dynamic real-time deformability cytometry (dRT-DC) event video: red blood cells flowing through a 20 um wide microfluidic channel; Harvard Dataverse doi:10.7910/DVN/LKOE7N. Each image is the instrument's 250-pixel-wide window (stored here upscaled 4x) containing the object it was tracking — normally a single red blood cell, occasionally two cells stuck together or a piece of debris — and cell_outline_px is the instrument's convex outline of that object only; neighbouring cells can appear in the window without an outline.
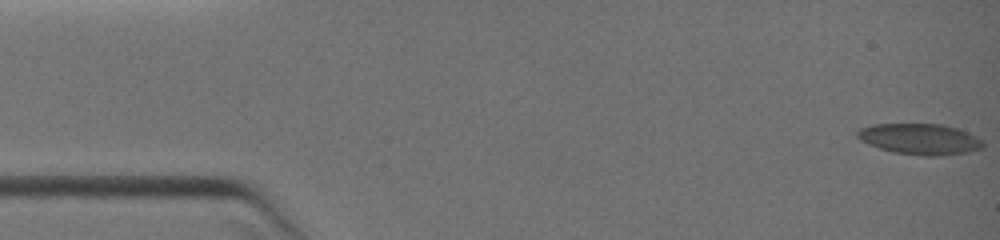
{"species": "common noctule bat (a hibernating species)", "species_latin": "Nyctalus noctula", "temperature_condition": "warm", "stored_images_in_passage": 9, "camera_frame_rate_fps": 3000, "um_per_image_px": 0.085, "animal": {"sex": "female", "body_mass_g": 19.0, "forearm_length_mm": 51.5}, "frame": {"image": 1, "passage_image": 1, "time_ms": 0.0, "image_size_px": [1000, 240], "cell_outline_px": [[984, 148], [968, 152], [932, 156], [924, 156], [896, 152], [880, 148], [856, 136], [856, 132], [860, 128], [876, 124], [940, 124], [956, 128], [980, 140], [984, 144]], "centroid_in_image_um": [78.19, 11.82], "position_along_channel_um": 6.8, "area_um2": 21.96}}
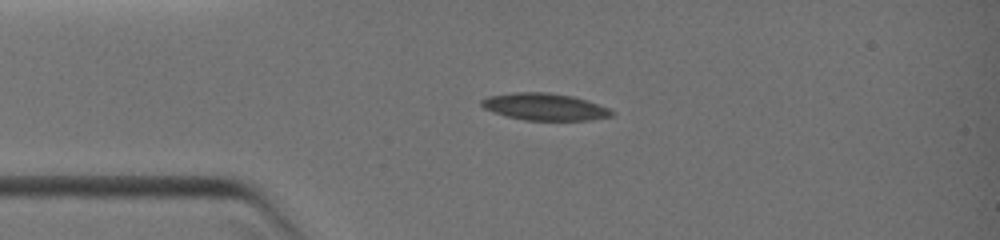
{"frame": {"image": 2, "passage_image": 8, "time_ms": 3.0, "image_size_px": [1000, 240], "cell_outline_px": [[612, 116], [588, 120], [524, 120], [492, 112], [484, 108], [480, 104], [480, 100], [488, 96], [516, 92], [548, 92], [572, 96], [608, 108], [612, 112]], "centroid_in_image_um": [46.23, 9.07], "position_along_channel_um": 38.8, "area_um2": 20.23}}